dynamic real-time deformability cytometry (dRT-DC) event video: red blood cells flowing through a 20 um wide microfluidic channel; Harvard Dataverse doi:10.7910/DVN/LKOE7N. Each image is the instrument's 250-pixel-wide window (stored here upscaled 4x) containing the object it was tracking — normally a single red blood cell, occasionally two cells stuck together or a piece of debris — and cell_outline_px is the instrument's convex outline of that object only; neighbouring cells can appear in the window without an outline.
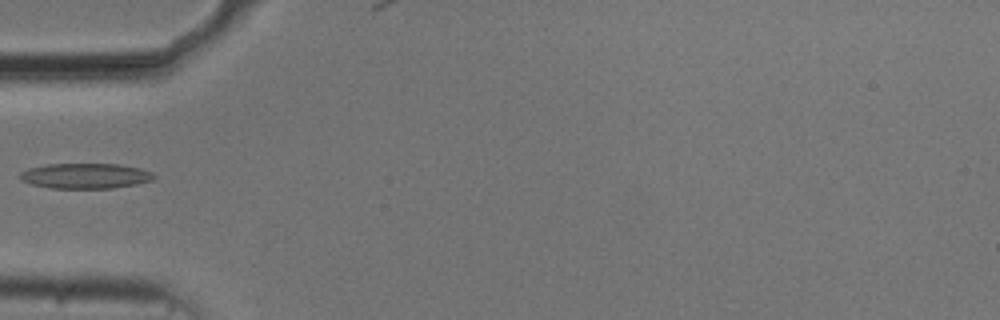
{"species": "common noctule bat (a hibernating species)", "species_latin": "Nyctalus noctula", "temperature_condition": "cold", "stored_images_in_passage": 37, "camera_frame_rate_fps": 3000, "um_per_image_px": 0.085, "animal": {"sex": "male", "body_mass_g": 20.5, "forearm_length_mm": 52.5}, "frame": {"image": 1, "passage_image": 1, "time_ms": 0.0, "image_size_px": [1000, 320], "cell_outline_px": [[156, 176], [152, 180], [136, 184], [112, 188], [52, 188], [32, 184], [20, 180], [20, 172], [28, 168], [48, 164], [120, 164], [140, 168], [152, 172]], "centroid_in_image_um": [7.26, 14.94], "position_along_channel_um": 77.7, "area_um2": 19.71}}
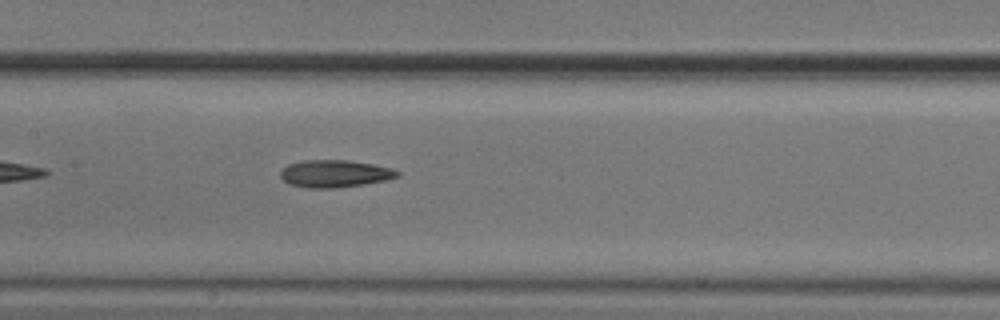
{"frame": {"image": 2, "passage_image": 9, "time_ms": 2.667, "image_size_px": [1000, 320], "cell_outline_px": [[400, 176], [384, 180], [364, 184], [332, 188], [308, 188], [288, 184], [280, 176], [280, 172], [288, 164], [304, 160], [348, 160], [372, 164], [392, 168], [400, 172]], "centroid_in_image_um": [28.45, 14.76], "position_along_channel_um": 179.0, "area_um2": 18.55}}
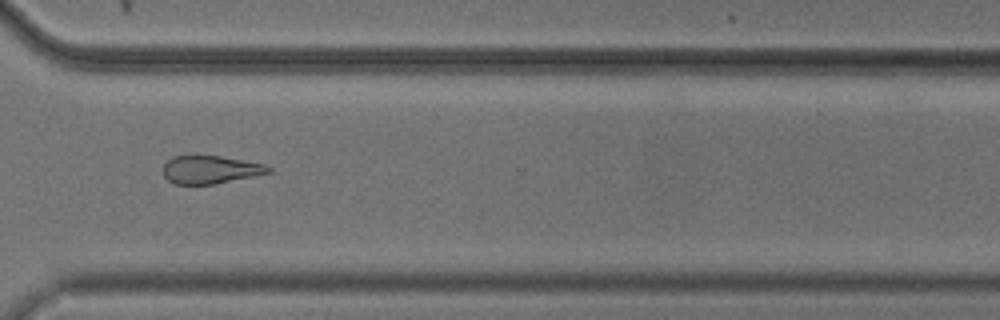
{"frame": {"image": 3, "passage_image": 23, "time_ms": 7.333, "image_size_px": [1000, 320], "cell_outline_px": [[272, 172], [212, 184], [176, 184], [168, 180], [164, 176], [164, 164], [172, 156], [220, 156], [264, 164], [272, 168]], "centroid_in_image_um": [17.87, 14.41], "position_along_channel_um": 352.7, "area_um2": 16.88}}